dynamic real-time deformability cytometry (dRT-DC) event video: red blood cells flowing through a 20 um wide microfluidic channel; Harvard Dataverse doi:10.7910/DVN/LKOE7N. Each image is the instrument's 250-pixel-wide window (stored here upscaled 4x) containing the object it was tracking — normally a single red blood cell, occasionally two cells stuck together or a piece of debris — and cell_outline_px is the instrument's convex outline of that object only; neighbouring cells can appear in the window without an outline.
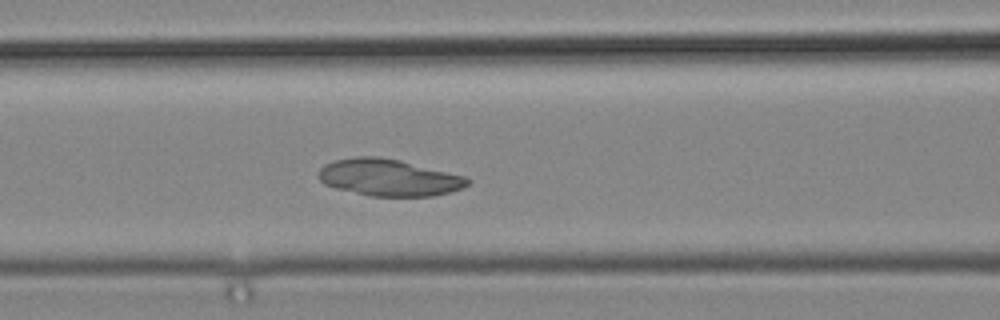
{"species": "common noctule bat (a hibernating species)", "species_latin": "Nyctalus noctula", "temperature_condition": "cold", "stored_images_in_passage": 49, "camera_frame_rate_fps": 3000, "um_per_image_px": 0.085, "animal": {"sex": "male", "body_mass_g": 19.2, "forearm_length_mm": 51.8}, "frame": {"image": 1, "passage_image": 20, "time_ms": 6.333, "image_size_px": [1000, 320], "cell_outline_px": [[472, 180], [464, 188], [452, 192], [432, 196], [372, 196], [336, 188], [324, 184], [320, 180], [320, 168], [324, 164], [336, 160], [356, 156], [380, 156], [400, 160], [468, 176]], "centroid_in_image_um": [33.12, 15.08], "position_along_channel_um": 133.5, "area_um2": 32.19}}
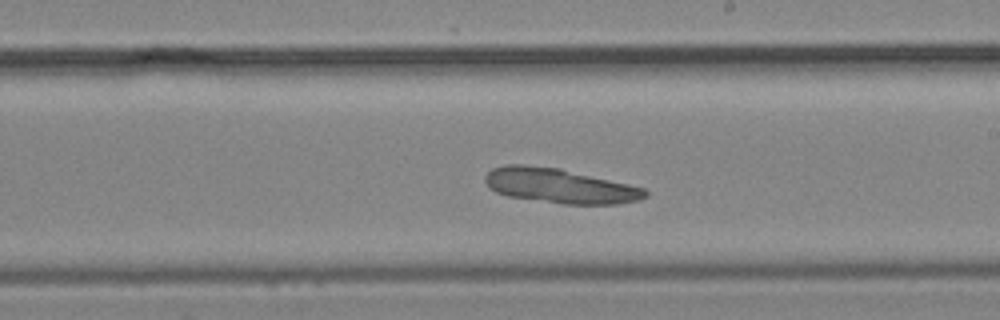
{"frame": {"image": 2, "passage_image": 28, "time_ms": 9.0, "image_size_px": [1000, 320], "cell_outline_px": [[648, 196], [640, 200], [616, 204], [560, 204], [508, 196], [496, 192], [488, 188], [484, 180], [484, 176], [492, 168], [504, 164], [524, 164], [560, 168], [628, 184], [644, 188], [648, 192]], "centroid_in_image_um": [47.54, 15.79], "position_along_channel_um": 241.5, "area_um2": 32.6}}
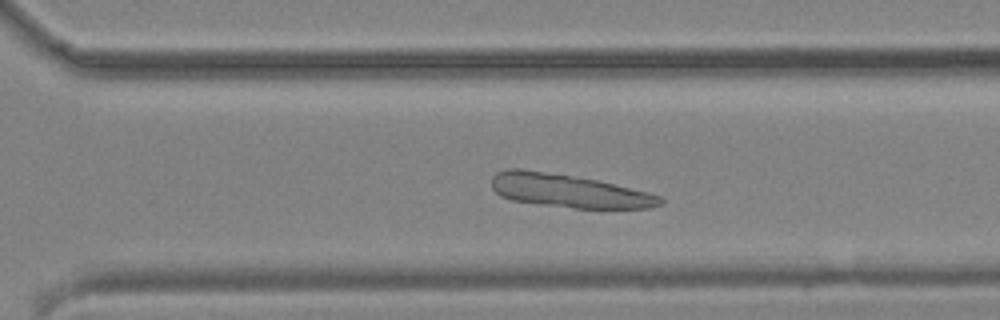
{"frame": {"image": 3, "passage_image": 34, "time_ms": 11.0, "image_size_px": [1000, 320], "cell_outline_px": [[664, 204], [648, 208], [572, 208], [512, 200], [500, 196], [492, 188], [492, 176], [496, 172], [508, 168], [516, 168], [544, 172], [596, 180], [648, 192], [660, 196], [664, 200]], "centroid_in_image_um": [48.33, 16.23], "position_along_channel_um": 322.3, "area_um2": 32.31}}